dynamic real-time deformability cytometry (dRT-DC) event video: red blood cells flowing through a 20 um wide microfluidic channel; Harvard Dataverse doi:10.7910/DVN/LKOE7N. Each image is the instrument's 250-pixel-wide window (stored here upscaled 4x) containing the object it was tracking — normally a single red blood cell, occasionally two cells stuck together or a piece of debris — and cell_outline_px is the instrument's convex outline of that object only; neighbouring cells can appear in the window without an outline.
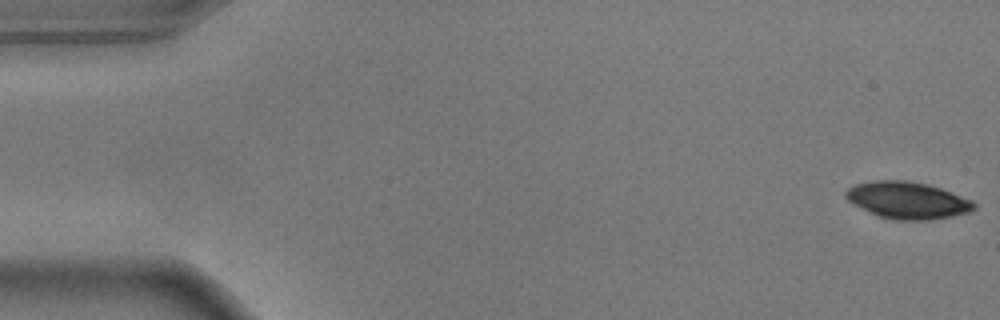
{"species": "common noctule bat (a hibernating species)", "species_latin": "Nyctalus noctula", "temperature_condition": "warm", "stored_images_in_passage": 55, "camera_frame_rate_fps": 3000, "um_per_image_px": 0.085, "animal": {"sex": "male", "body_mass_g": 17.9}, "frame": {"image": 1, "passage_image": 1, "time_ms": 0.0, "image_size_px": [1000, 320], "cell_outline_px": [[976, 208], [968, 212], [952, 216], [928, 220], [896, 220], [880, 216], [848, 200], [844, 196], [844, 192], [848, 188], [856, 184], [876, 180], [904, 180], [928, 184], [940, 188], [972, 200], [976, 204]], "centroid_in_image_um": [77.16, 17.01], "position_along_channel_um": 7.8, "area_um2": 27.22}}
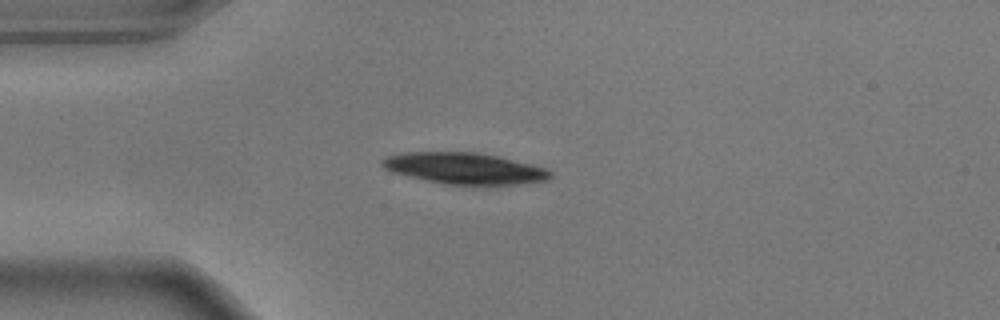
{"frame": {"image": 2, "passage_image": 14, "time_ms": 4.333, "image_size_px": [1000, 320], "cell_outline_px": [[552, 176], [548, 180], [520, 184], [476, 188], [444, 184], [408, 176], [392, 172], [384, 168], [380, 164], [380, 160], [388, 156], [408, 152], [476, 152], [500, 156], [548, 168], [552, 172]], "centroid_in_image_um": [39.56, 14.35], "position_along_channel_um": 45.4, "area_um2": 31.79}}
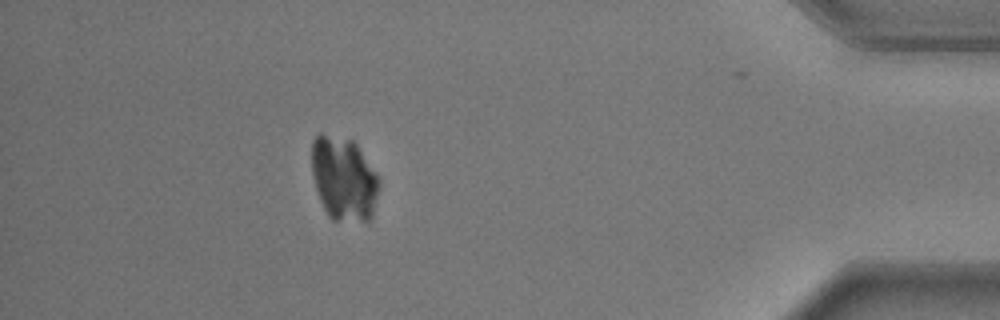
{"frame": {"image": 3, "passage_image": 49, "time_ms": 16.0, "image_size_px": [1000, 320], "cell_outline_px": [[380, 188], [372, 216], [368, 220], [332, 220], [328, 216], [320, 200], [316, 188], [312, 172], [312, 140], [320, 132], [352, 140], [356, 144], [380, 180]], "centroid_in_image_um": [29.21, 15.18], "position_along_channel_um": 406.0, "area_um2": 32.83}}